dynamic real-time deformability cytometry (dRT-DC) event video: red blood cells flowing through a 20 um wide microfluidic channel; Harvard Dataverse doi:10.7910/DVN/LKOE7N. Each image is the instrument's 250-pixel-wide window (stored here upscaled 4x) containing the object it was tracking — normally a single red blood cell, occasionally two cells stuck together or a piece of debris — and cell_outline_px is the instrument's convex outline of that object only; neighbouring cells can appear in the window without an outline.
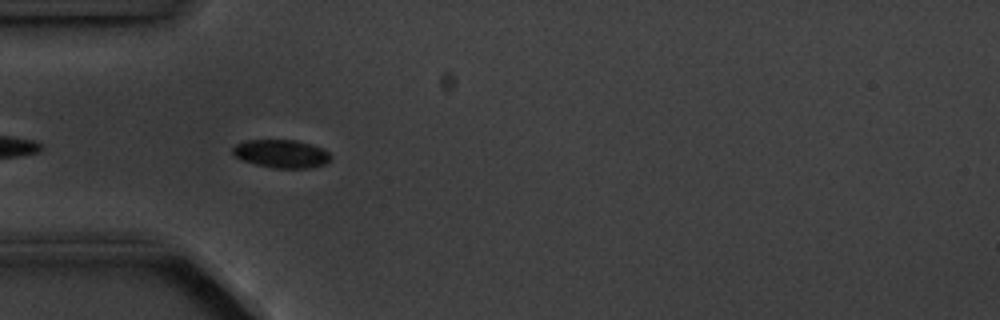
{"species": "common noctule bat (a hibernating species)", "species_latin": "Nyctalus noctula", "temperature_condition": "cold", "stored_images_in_passage": 6, "segment_of_instrument_passage": [2, 2], "camera_frame_rate_fps": 3000, "um_per_image_px": 0.085, "animal": {"sex": "male", "body_mass_g": 20.1, "forearm_length_mm": 53.5}, "frame": {"image": 1, "passage_image": 5, "time_ms": 4.667, "image_size_px": [1000, 320], "cell_outline_px": [[332, 156], [324, 164], [308, 168], [272, 168], [240, 160], [232, 152], [232, 148], [236, 144], [248, 140], [296, 140], [312, 144], [324, 148]], "centroid_in_image_um": [23.92, 13.06], "position_along_channel_um": 61.1, "area_um2": 16.13}}